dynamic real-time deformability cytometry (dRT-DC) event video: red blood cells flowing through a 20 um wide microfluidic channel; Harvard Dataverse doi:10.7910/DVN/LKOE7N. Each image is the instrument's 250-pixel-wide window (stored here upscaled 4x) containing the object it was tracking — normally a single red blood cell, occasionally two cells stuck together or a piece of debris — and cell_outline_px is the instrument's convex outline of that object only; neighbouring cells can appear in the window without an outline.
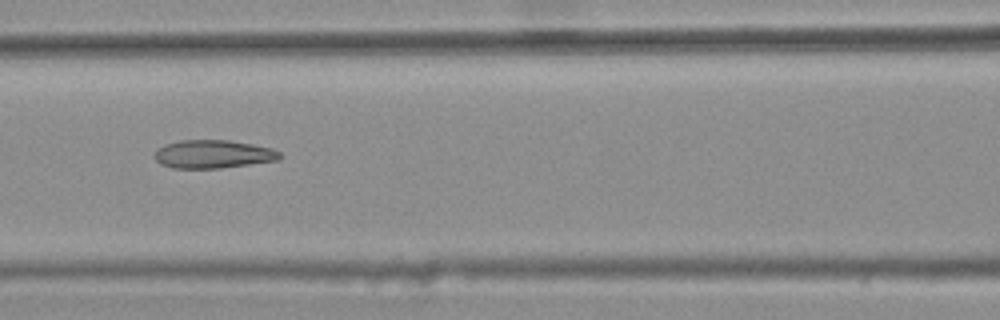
{"species": "common noctule bat (a hibernating species)", "species_latin": "Nyctalus noctula", "temperature_condition": "warm", "stored_images_in_passage": 8, "camera_frame_rate_fps": 3000, "um_per_image_px": 0.085, "animal": {"sex": "female", "body_mass_g": 25.1}, "frame": {"image": 1, "passage_image": 6, "time_ms": 1.667, "image_size_px": [1000, 320], "cell_outline_px": [[284, 156], [276, 160], [220, 168], [172, 168], [160, 164], [152, 156], [164, 144], [180, 140], [228, 140], [252, 144], [272, 148], [280, 152]], "centroid_in_image_um": [18.1, 13.1], "position_along_channel_um": 148.5, "area_um2": 20.58}}
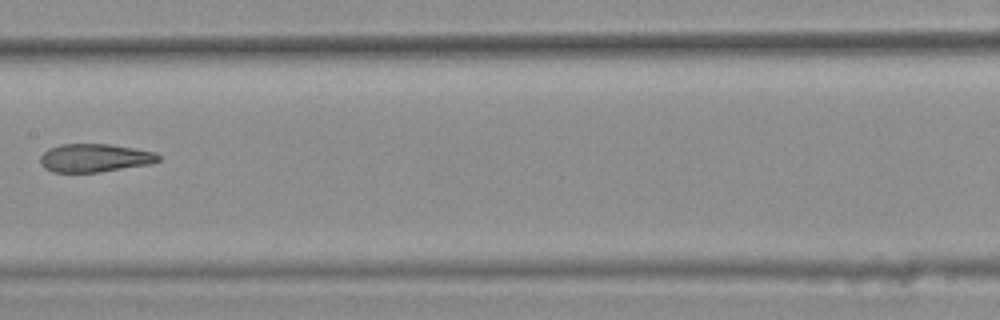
{"frame": {"image": 2, "passage_image": 7, "time_ms": 2.0, "image_size_px": [1000, 320], "cell_outline_px": [[160, 160], [152, 164], [100, 172], [52, 172], [44, 168], [40, 164], [40, 156], [48, 148], [60, 144], [112, 144], [156, 152], [160, 156]], "centroid_in_image_um": [8.05, 13.42], "position_along_channel_um": 199.3, "area_um2": 19.71}}
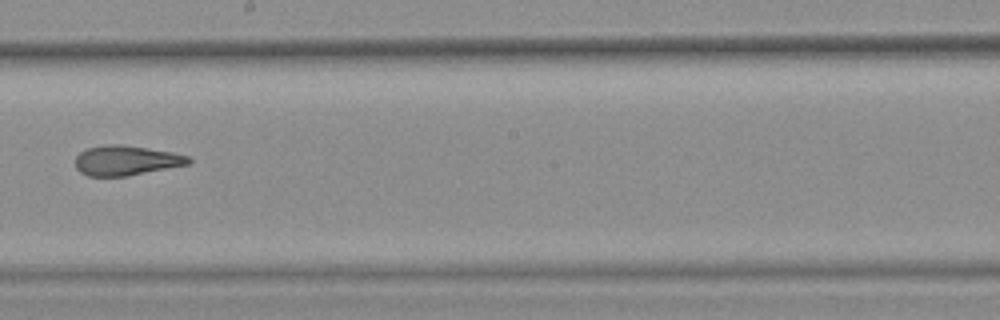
{"frame": {"image": 3, "passage_image": 8, "time_ms": 2.333, "image_size_px": [1000, 320], "cell_outline_px": [[192, 160], [188, 164], [128, 176], [88, 176], [80, 172], [76, 168], [76, 156], [80, 152], [88, 148], [108, 144], [120, 144], [148, 148], [172, 152], [188, 156]], "centroid_in_image_um": [10.71, 13.64], "position_along_channel_um": 237.5, "area_um2": 19.59}}